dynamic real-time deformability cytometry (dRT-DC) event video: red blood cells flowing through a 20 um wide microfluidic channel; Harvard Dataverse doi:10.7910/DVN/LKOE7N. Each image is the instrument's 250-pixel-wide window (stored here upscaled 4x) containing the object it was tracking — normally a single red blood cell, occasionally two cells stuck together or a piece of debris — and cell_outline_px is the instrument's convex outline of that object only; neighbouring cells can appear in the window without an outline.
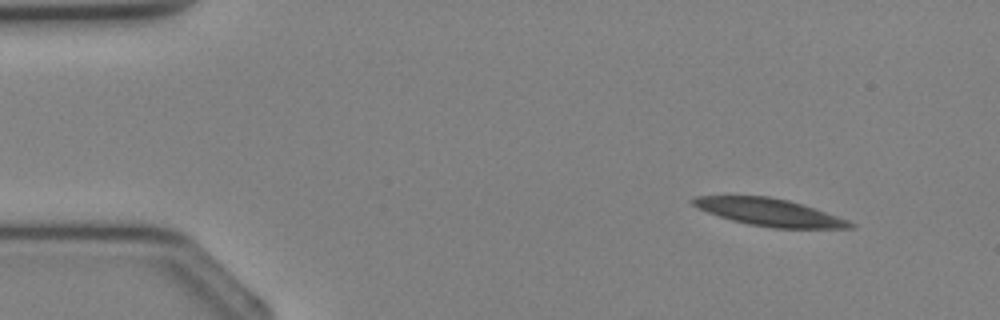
{"species": "Egyptian fruit bat (a non-hibernating species)", "species_latin": "Rousettus aegyptiacus", "temperature_condition": "cold", "stored_images_in_passage": 8, "camera_frame_rate_fps": 3000, "um_per_image_px": 0.085, "animal": {"sex": "female"}, "frame": {"image": 1, "passage_image": 1, "time_ms": 0.0, "image_size_px": [1000, 320], "cell_outline_px": [[856, 224], [852, 228], [772, 228], [748, 224], [732, 220], [696, 208], [688, 200], [696, 196], [768, 196], [788, 200], [848, 220]], "centroid_in_image_um": [65.34, 18.04], "position_along_channel_um": 19.7, "area_um2": 24.74}}
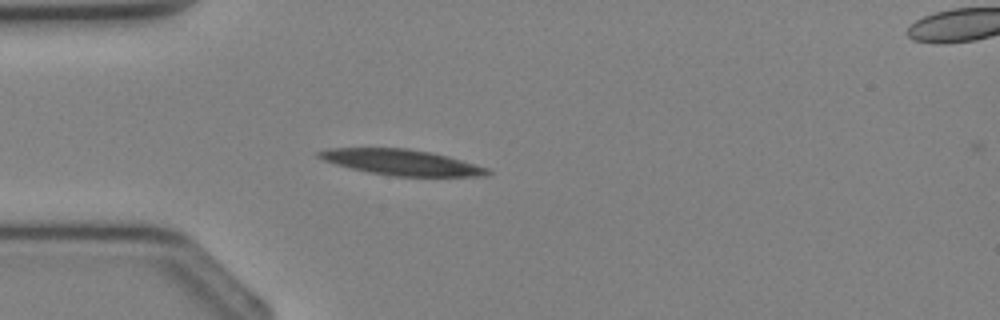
{"frame": {"image": 2, "passage_image": 7, "time_ms": 2.0, "image_size_px": [1000, 320], "cell_outline_px": [[492, 172], [488, 176], [392, 176], [368, 172], [336, 164], [324, 160], [316, 156], [316, 152], [332, 148], [408, 148], [432, 152], [448, 156], [488, 168]], "centroid_in_image_um": [34.15, 13.79], "position_along_channel_um": 50.8, "area_um2": 25.14}}